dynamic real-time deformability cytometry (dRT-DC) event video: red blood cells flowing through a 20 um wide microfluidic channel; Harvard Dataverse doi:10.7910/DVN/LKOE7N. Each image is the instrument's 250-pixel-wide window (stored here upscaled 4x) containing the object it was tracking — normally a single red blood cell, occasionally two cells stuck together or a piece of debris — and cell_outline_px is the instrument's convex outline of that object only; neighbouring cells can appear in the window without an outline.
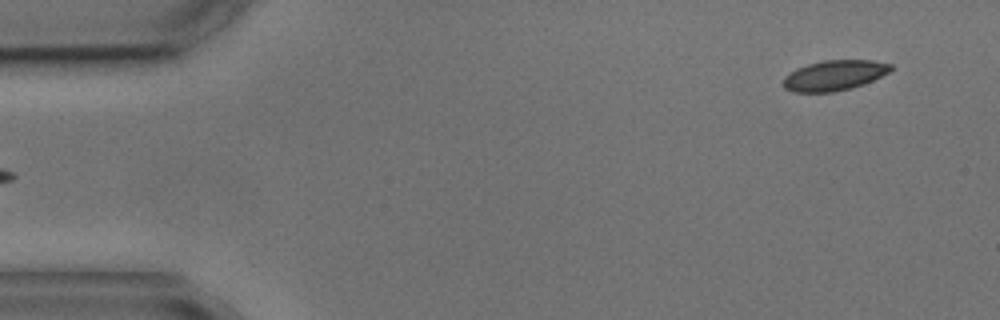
{"species": "common noctule bat (a hibernating species)", "species_latin": "Nyctalus noctula", "temperature_condition": "cold", "stored_images_in_passage": 4, "camera_frame_rate_fps": 3000, "um_per_image_px": 0.085, "animal": {"sex": "male", "body_mass_g": 17.9, "forearm_length_mm": 54.2}, "frame": {"image": 1, "passage_image": 1, "time_ms": 0.0, "image_size_px": [1000, 320], "cell_outline_px": [[892, 68], [888, 72], [864, 84], [852, 88], [832, 92], [792, 92], [784, 88], [784, 76], [796, 68], [808, 64], [824, 60], [872, 60], [892, 64]], "centroid_in_image_um": [70.89, 6.41], "position_along_channel_um": 14.1, "area_um2": 18.9}}
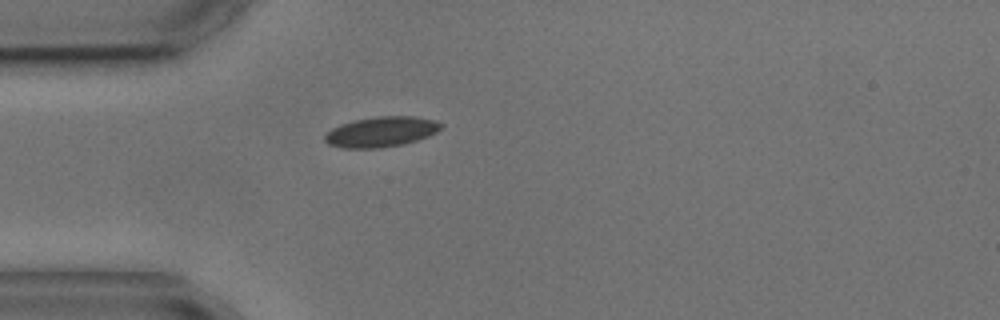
{"frame": {"image": 2, "passage_image": 4, "time_ms": 3.667, "image_size_px": [1000, 320], "cell_outline_px": [[444, 124], [436, 132], [428, 136], [416, 140], [400, 144], [376, 148], [344, 148], [328, 144], [324, 140], [324, 136], [332, 128], [340, 124], [356, 120], [376, 116], [412, 116], [436, 120]], "centroid_in_image_um": [32.39, 11.19], "position_along_channel_um": 52.6, "area_um2": 20.29}}